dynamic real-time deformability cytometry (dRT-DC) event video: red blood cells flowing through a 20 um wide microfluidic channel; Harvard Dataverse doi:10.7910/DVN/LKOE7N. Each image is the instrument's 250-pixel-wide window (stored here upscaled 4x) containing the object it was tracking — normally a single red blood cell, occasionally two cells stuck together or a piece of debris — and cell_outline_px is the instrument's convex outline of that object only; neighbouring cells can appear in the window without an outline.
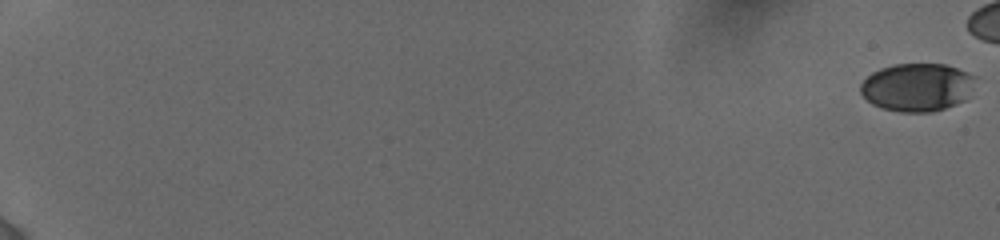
{"species": "human", "species_latin": "Homo sapiens", "temperature_condition": "cold", "stored_images_in_passage": 84, "camera_frame_rate_fps": 3000, "um_per_image_px": 0.085, "donor": {"sex": "female"}, "frame": {"image": 1, "passage_image": 1, "time_ms": 0.0, "image_size_px": [1000, 240], "cell_outline_px": [[976, 76], [964, 100], [956, 104], [932, 112], [900, 112], [880, 108], [872, 104], [860, 92], [860, 84], [872, 72], [880, 68], [892, 64], [944, 64], [968, 72]], "centroid_in_image_um": [77.92, 7.41], "position_along_channel_um": 7.1, "area_um2": 32.02}}
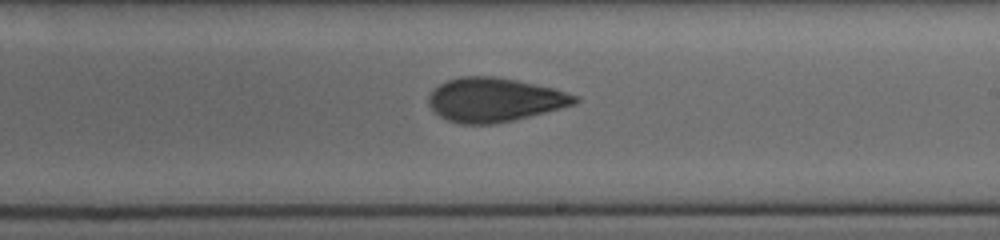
{"frame": {"image": 2, "passage_image": 60, "time_ms": 12.333, "image_size_px": [1000, 240], "cell_outline_px": [[580, 100], [576, 104], [496, 124], [460, 124], [448, 120], [432, 112], [428, 104], [428, 96], [440, 84], [448, 80], [460, 76], [496, 76], [556, 88], [580, 96]], "centroid_in_image_um": [42.04, 8.48], "position_along_channel_um": 247.0, "area_um2": 37.63}}
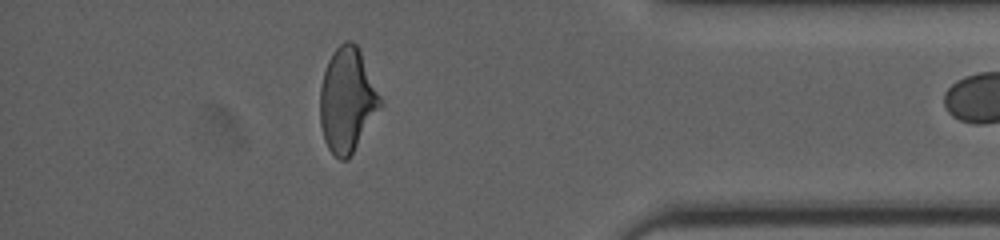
{"frame": {"image": 3, "passage_image": 82, "time_ms": 17.0, "image_size_px": [1000, 240], "cell_outline_px": [[384, 104], [348, 160], [340, 160], [328, 148], [324, 140], [320, 124], [320, 88], [324, 72], [328, 60], [332, 52], [344, 40], [352, 40], [360, 48]], "centroid_in_image_um": [29.53, 8.49], "position_along_channel_um": 405.7, "area_um2": 37.05}}